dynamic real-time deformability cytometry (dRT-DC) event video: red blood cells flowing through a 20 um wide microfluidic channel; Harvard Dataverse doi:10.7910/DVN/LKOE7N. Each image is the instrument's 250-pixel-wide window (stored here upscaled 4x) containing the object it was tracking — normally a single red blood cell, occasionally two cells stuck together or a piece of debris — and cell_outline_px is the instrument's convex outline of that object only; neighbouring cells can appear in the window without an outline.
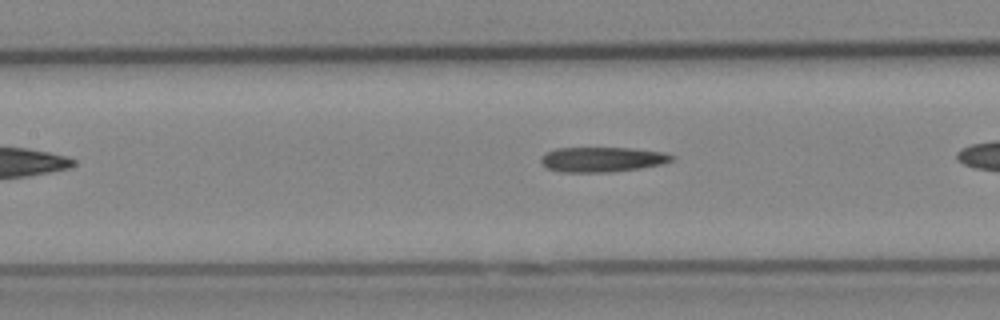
{"species": "Egyptian fruit bat (a non-hibernating species)", "species_latin": "Rousettus aegyptiacus", "temperature_condition": "cold", "stored_images_in_passage": 25, "camera_frame_rate_fps": 3000, "um_per_image_px": 0.085, "animal": {"sex": "female"}, "frame": {"image": 1, "passage_image": 8, "time_ms": 2.333, "image_size_px": [1000, 320], "cell_outline_px": [[676, 160], [664, 164], [640, 168], [612, 172], [560, 172], [548, 168], [540, 160], [540, 156], [544, 152], [556, 148], [632, 148], [664, 152], [676, 156]], "centroid_in_image_um": [51.23, 13.55], "position_along_channel_um": 156.2, "area_um2": 19.31}}
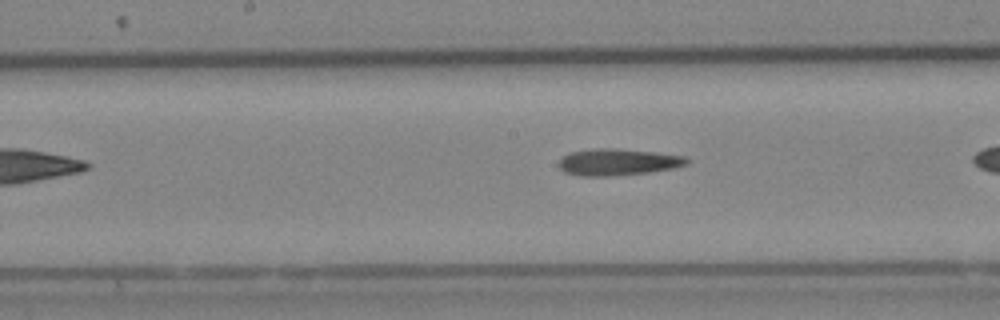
{"frame": {"image": 2, "passage_image": 11, "time_ms": 3.333, "image_size_px": [1000, 320], "cell_outline_px": [[692, 160], [688, 164], [672, 168], [648, 172], [608, 176], [584, 176], [564, 172], [560, 168], [560, 160], [568, 152], [592, 148], [616, 148], [656, 152], [684, 156]], "centroid_in_image_um": [52.53, 13.76], "position_along_channel_um": 195.7, "area_um2": 19.88}}
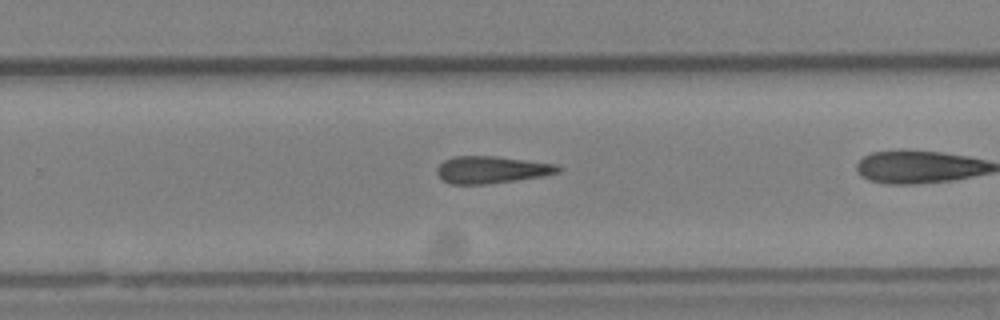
{"frame": {"image": 3, "passage_image": 18, "time_ms": 5.667, "image_size_px": [1000, 320], "cell_outline_px": [[564, 168], [560, 172], [544, 176], [484, 184], [452, 184], [444, 180], [436, 172], [436, 168], [444, 160], [452, 156], [496, 156], [560, 164]], "centroid_in_image_um": [41.85, 14.41], "position_along_channel_um": 288.0, "area_um2": 19.31}}